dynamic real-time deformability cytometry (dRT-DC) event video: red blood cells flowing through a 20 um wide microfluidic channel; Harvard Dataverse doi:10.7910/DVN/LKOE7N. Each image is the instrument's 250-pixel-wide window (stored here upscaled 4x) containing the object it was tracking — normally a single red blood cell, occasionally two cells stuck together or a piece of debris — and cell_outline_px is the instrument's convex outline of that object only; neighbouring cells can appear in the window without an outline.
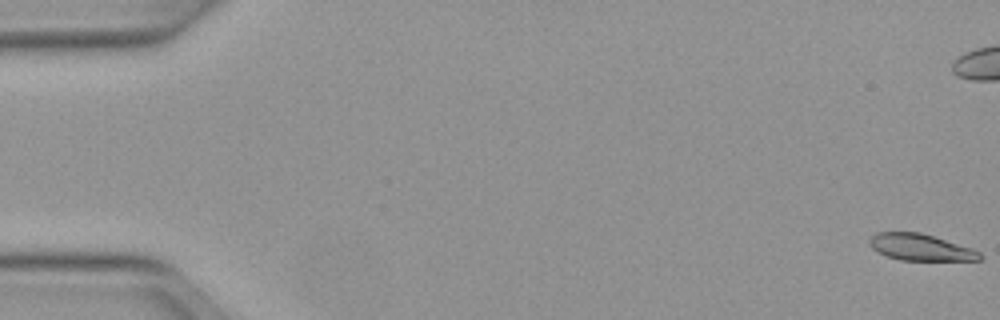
{"species": "Egyptian fruit bat (a non-hibernating species)", "species_latin": "Rousettus aegyptiacus", "temperature_condition": "warm", "stored_images_in_passage": 53, "camera_frame_rate_fps": 3000, "um_per_image_px": 0.085, "animal": {"sex": "female"}, "frame": {"image": 1, "passage_image": 1, "time_ms": 0.0, "image_size_px": [1000, 320], "cell_outline_px": [[984, 256], [980, 260], [900, 260], [888, 256], [872, 248], [868, 244], [868, 240], [876, 232], [920, 232], [972, 248], [980, 252]], "centroid_in_image_um": [78.25, 21.02], "position_along_channel_um": 6.8, "area_um2": 16.99}}
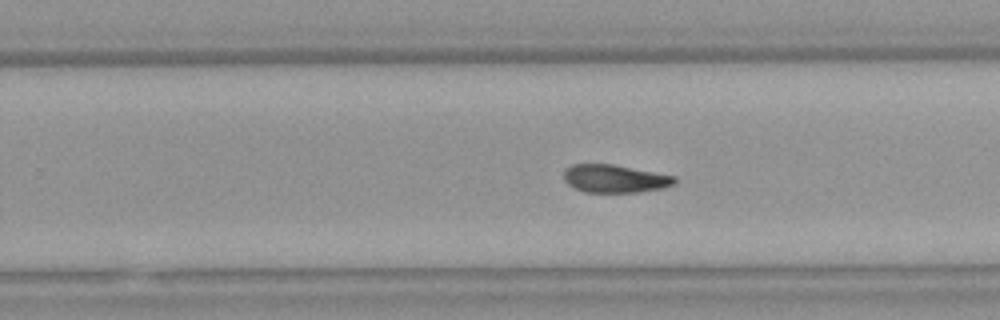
{"frame": {"image": 2, "passage_image": 33, "time_ms": 10.667, "image_size_px": [1000, 320], "cell_outline_px": [[676, 184], [664, 188], [636, 192], [584, 192], [568, 184], [564, 180], [564, 168], [572, 164], [612, 164], [676, 176]], "centroid_in_image_um": [52.26, 15.18], "position_along_channel_um": 277.5, "area_um2": 18.09}}
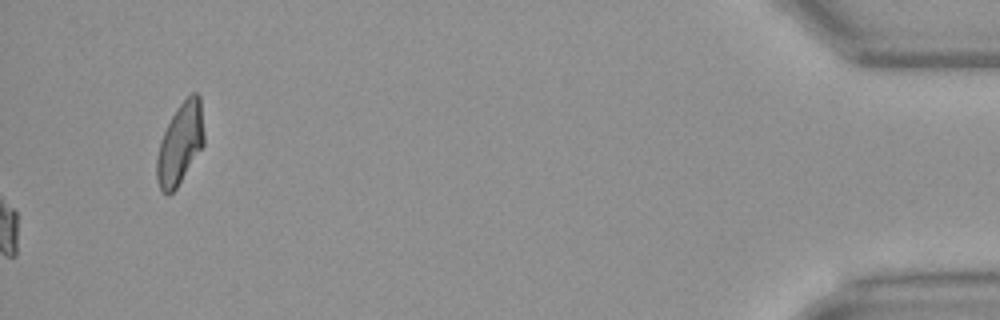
{"frame": {"image": 3, "passage_image": 53, "time_ms": 17.333, "image_size_px": [1000, 320], "cell_outline_px": [[204, 144], [176, 188], [168, 196], [160, 192], [156, 180], [156, 156], [160, 140], [176, 108], [192, 92], [196, 92], [200, 96], [204, 132]], "centroid_in_image_um": [15.29, 12.23], "position_along_channel_um": 419.9, "area_um2": 22.43}}